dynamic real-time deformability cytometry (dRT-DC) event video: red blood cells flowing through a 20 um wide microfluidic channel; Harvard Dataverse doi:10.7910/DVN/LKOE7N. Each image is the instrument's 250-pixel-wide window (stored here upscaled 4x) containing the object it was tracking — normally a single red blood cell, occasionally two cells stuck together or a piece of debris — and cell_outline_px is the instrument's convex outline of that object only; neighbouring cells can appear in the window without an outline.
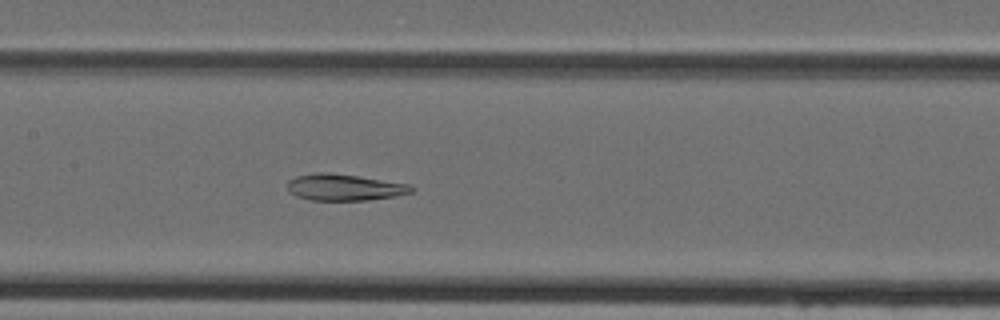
{"species": "Egyptian fruit bat (a non-hibernating species)", "species_latin": "Rousettus aegyptiacus", "temperature_condition": "cold", "stored_images_in_passage": 44, "camera_frame_rate_fps": 3000, "um_per_image_px": 0.085, "animal": {"sex": "female"}, "frame": {"image": 1, "passage_image": 20, "time_ms": 6.333, "image_size_px": [1000, 320], "cell_outline_px": [[416, 188], [412, 192], [396, 196], [368, 200], [308, 200], [296, 196], [288, 192], [288, 180], [296, 176], [316, 172], [328, 172], [356, 176], [408, 184]], "centroid_in_image_um": [29.24, 15.93], "position_along_channel_um": 178.2, "area_um2": 19.13}}
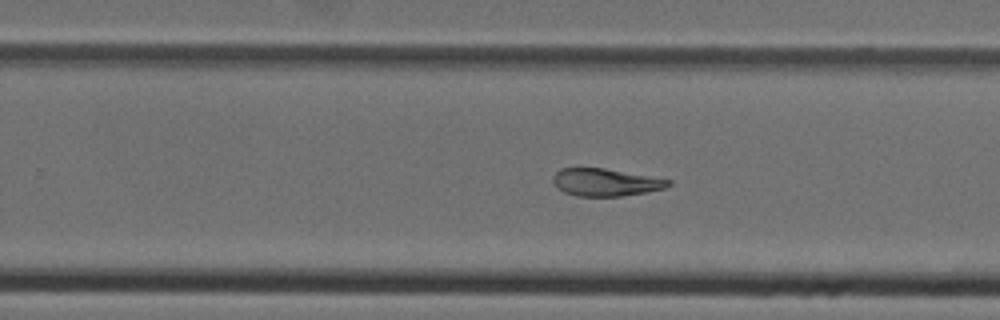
{"frame": {"image": 2, "passage_image": 27, "time_ms": 8.667, "image_size_px": [1000, 320], "cell_outline_px": [[672, 184], [664, 188], [648, 192], [620, 196], [576, 196], [564, 192], [556, 188], [552, 180], [552, 176], [560, 168], [604, 168], [672, 180]], "centroid_in_image_um": [51.45, 15.5], "position_along_channel_um": 278.4, "area_um2": 18.55}}
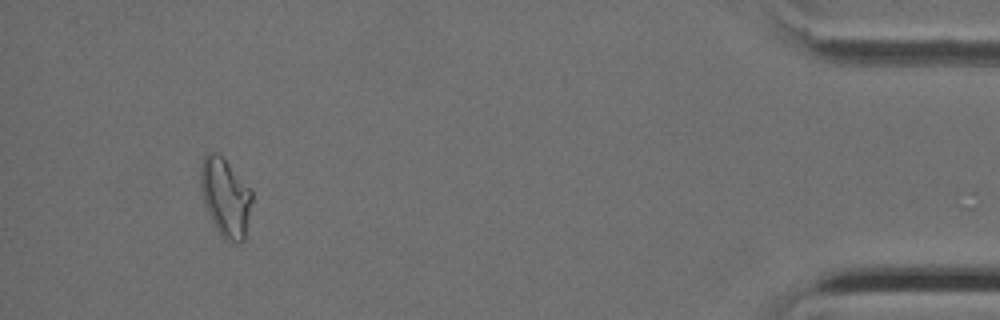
{"frame": {"image": 3, "passage_image": 41, "time_ms": 13.333, "image_size_px": [1000, 320], "cell_outline_px": [[252, 200], [244, 240], [240, 244], [228, 244], [224, 240], [216, 228], [204, 204], [200, 188], [200, 168], [204, 152], [216, 152], [252, 188]], "centroid_in_image_um": [19.16, 16.8], "position_along_channel_um": 416.0, "area_um2": 23.76}}